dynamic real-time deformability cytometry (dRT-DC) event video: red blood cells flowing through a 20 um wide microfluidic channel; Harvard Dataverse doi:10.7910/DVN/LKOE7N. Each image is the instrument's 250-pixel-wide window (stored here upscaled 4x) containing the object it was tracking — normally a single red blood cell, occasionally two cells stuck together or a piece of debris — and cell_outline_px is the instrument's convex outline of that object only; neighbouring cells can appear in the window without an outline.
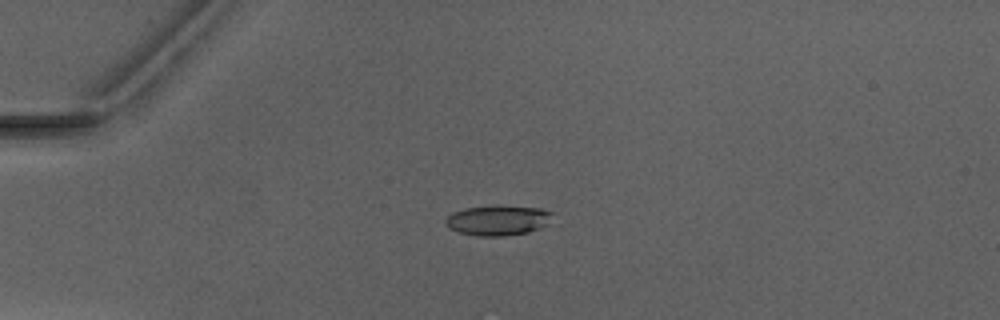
{"species": "Egyptian fruit bat (a non-hibernating species)", "species_latin": "Rousettus aegyptiacus", "temperature_condition": "warm", "stored_images_in_passage": 39, "camera_frame_rate_fps": 3000, "um_per_image_px": 0.085, "animal": {"sex": "male"}, "frame": {"image": 1, "passage_image": 2, "time_ms": 0.333, "image_size_px": [1000, 320], "cell_outline_px": [[552, 212], [548, 224], [540, 228], [528, 232], [500, 236], [476, 236], [460, 232], [448, 228], [444, 220], [452, 212], [464, 208], [492, 204], [496, 204], [540, 208]], "centroid_in_image_um": [42.29, 18.7], "position_along_channel_um": 42.7, "area_um2": 19.07}}
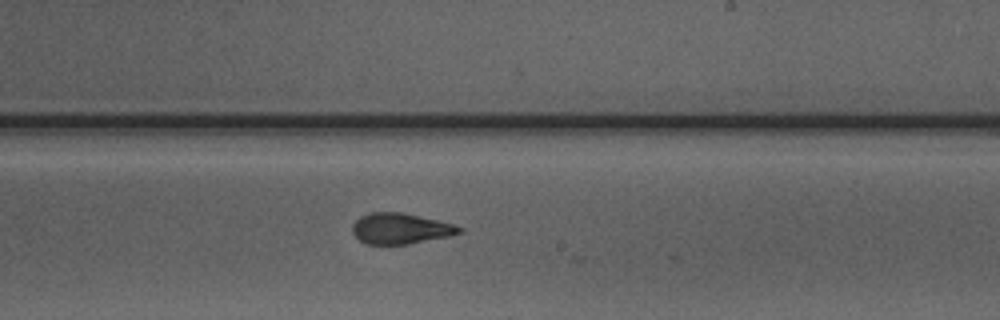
{"frame": {"image": 2, "passage_image": 20, "time_ms": 6.333, "image_size_px": [1000, 320], "cell_outline_px": [[464, 232], [448, 236], [408, 244], [364, 244], [352, 232], [352, 224], [360, 216], [368, 212], [400, 212], [420, 216], [452, 224], [464, 228]], "centroid_in_image_um": [34.02, 19.42], "position_along_channel_um": 255.0, "area_um2": 19.13}}
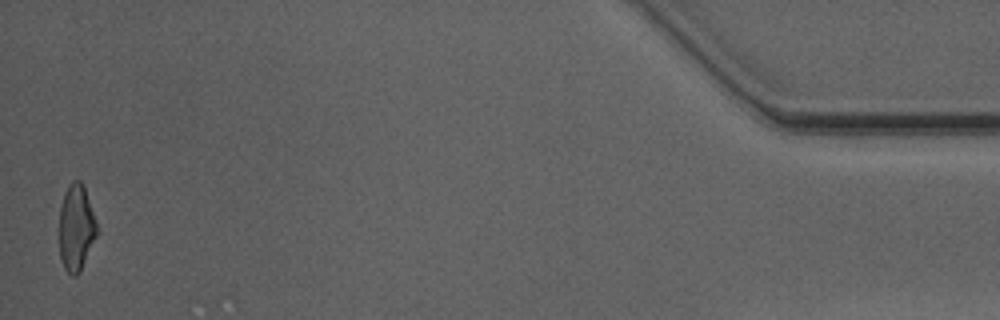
{"frame": {"image": 3, "passage_image": 39, "time_ms": 12.667, "image_size_px": [1000, 320], "cell_outline_px": [[96, 236], [80, 272], [76, 276], [72, 276], [64, 268], [60, 260], [60, 204], [64, 192], [68, 184], [72, 180], [80, 180], [84, 184], [96, 220]], "centroid_in_image_um": [6.46, 19.32], "position_along_channel_um": 428.7, "area_um2": 19.02}, "authors_computed_cell_mechanics": {"area_um2": 19.4208, "velocity_mm_per_s": 4.1231, "shape_relaxation_time_tau1_ms": 10.9039, "shape_relaxation_time_tau2_ms": 1.8113, "deformation_change_tau1": 0.2791, "deformation_change_tau2": 0.0832}}